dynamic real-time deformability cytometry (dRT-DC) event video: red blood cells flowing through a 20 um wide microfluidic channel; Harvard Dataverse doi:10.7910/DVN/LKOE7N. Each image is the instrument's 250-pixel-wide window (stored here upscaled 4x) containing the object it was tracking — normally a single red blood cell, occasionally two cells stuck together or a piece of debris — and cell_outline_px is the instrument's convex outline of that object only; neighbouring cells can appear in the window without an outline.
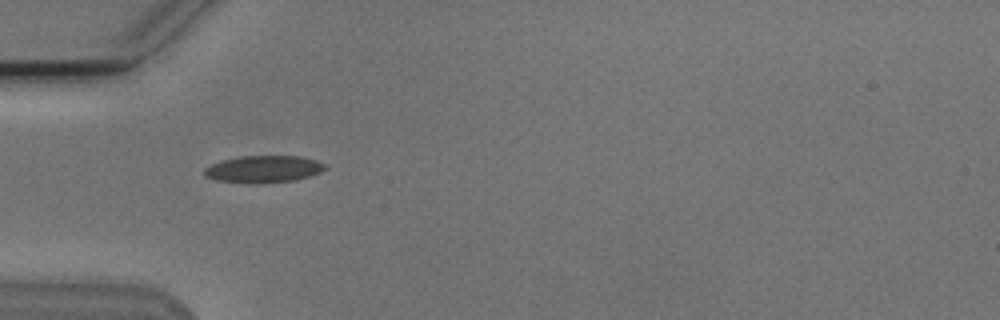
{"species": "Egyptian fruit bat (a non-hibernating species)", "species_latin": "Rousettus aegyptiacus", "temperature_condition": "cold", "stored_images_in_passage": 2, "camera_frame_rate_fps": 3000, "um_per_image_px": 0.085, "animal": {"sex": "male"}, "frame": {"image": 1, "passage_image": 1, "time_ms": 0.0, "image_size_px": [1000, 320], "cell_outline_px": [[328, 168], [320, 172], [296, 180], [216, 180], [204, 176], [204, 168], [212, 164], [224, 160], [240, 156], [300, 156], [316, 160], [328, 164]], "centroid_in_image_um": [22.48, 14.31], "position_along_channel_um": 62.5, "area_um2": 17.98}}